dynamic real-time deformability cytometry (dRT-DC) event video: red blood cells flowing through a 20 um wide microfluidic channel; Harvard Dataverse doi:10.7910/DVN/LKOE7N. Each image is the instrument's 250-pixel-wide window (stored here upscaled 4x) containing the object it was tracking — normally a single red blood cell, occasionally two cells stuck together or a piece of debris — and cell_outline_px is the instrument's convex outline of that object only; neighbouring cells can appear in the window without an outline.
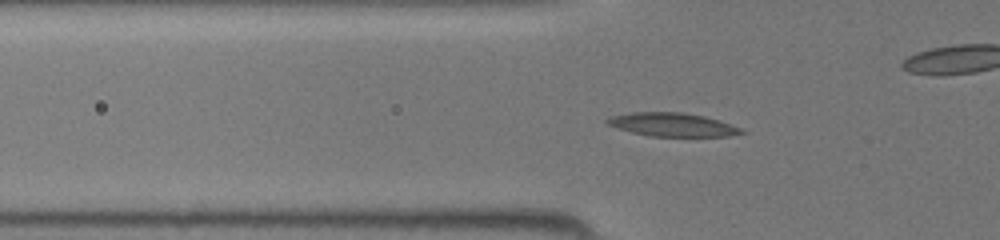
{"species": "common noctule bat (a hibernating species)", "species_latin": "Nyctalus noctula", "temperature_condition": "room temperature", "stored_images_in_passage": 41, "camera_frame_rate_fps": 3000, "um_per_image_px": 0.085, "animal": {"sex": "female", "body_mass_g": 19.5, "forearm_length_mm": 54.1}, "frame": {"image": 1, "passage_image": 15, "time_ms": 4.667, "image_size_px": [1000, 240], "cell_outline_px": [[748, 132], [728, 136], [648, 136], [632, 132], [604, 124], [604, 120], [608, 116], [632, 112], [684, 112], [704, 116], [720, 120], [740, 128]], "centroid_in_image_um": [57.1, 10.58], "position_along_channel_um": 68.7, "area_um2": 18.55}}
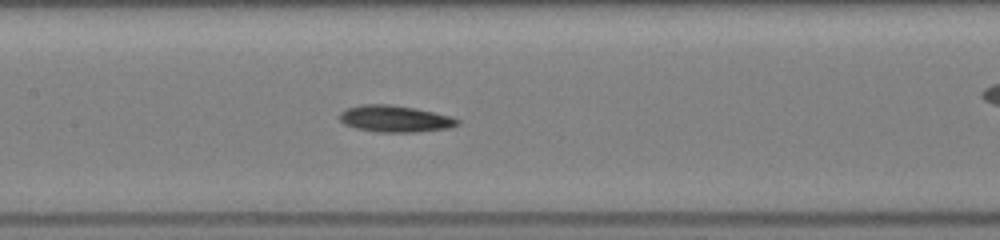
{"frame": {"image": 2, "passage_image": 22, "time_ms": 7.0, "image_size_px": [1000, 240], "cell_outline_px": [[460, 124], [448, 128], [416, 132], [376, 132], [356, 128], [344, 124], [340, 120], [340, 112], [344, 108], [360, 104], [388, 104], [416, 108], [452, 116], [460, 120]], "centroid_in_image_um": [33.56, 10.09], "position_along_channel_um": 173.8, "area_um2": 18.5}}
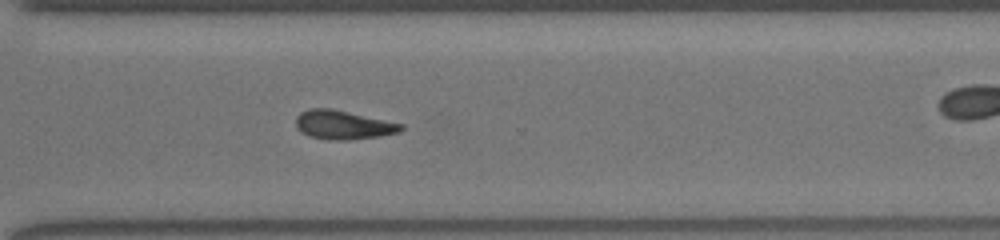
{"frame": {"image": 3, "passage_image": 33, "time_ms": 10.667, "image_size_px": [1000, 240], "cell_outline_px": [[404, 128], [400, 132], [380, 136], [348, 140], [328, 140], [308, 136], [300, 132], [296, 128], [296, 116], [300, 112], [308, 108], [332, 108], [404, 124]], "centroid_in_image_um": [29.14, 10.61], "position_along_channel_um": 341.5, "area_um2": 17.98}}